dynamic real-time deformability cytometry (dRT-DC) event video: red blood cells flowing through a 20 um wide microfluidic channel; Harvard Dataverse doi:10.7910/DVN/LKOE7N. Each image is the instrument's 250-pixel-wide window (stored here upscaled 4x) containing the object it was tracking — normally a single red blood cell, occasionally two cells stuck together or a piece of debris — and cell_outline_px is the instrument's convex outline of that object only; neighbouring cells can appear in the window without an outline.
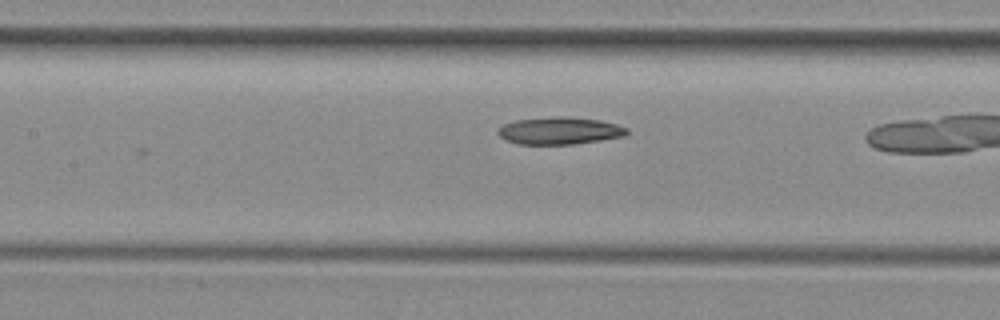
{"species": "common noctule bat (a hibernating species)", "species_latin": "Nyctalus noctula", "temperature_condition": "room temperature", "stored_images_in_passage": 7, "camera_frame_rate_fps": 3000, "um_per_image_px": 0.085, "animal": {"sex": "female", "body_mass_g": 29.2, "forearm_length_mm": 56.3}, "frame": {"image": 1, "passage_image": 5, "time_ms": 1.333, "image_size_px": [1000, 320], "cell_outline_px": [[628, 136], [572, 144], [520, 144], [504, 140], [496, 132], [504, 124], [516, 120], [556, 116], [568, 116], [600, 120], [616, 124], [628, 128]], "centroid_in_image_um": [47.59, 11.11], "position_along_channel_um": 159.8, "area_um2": 20.58}}